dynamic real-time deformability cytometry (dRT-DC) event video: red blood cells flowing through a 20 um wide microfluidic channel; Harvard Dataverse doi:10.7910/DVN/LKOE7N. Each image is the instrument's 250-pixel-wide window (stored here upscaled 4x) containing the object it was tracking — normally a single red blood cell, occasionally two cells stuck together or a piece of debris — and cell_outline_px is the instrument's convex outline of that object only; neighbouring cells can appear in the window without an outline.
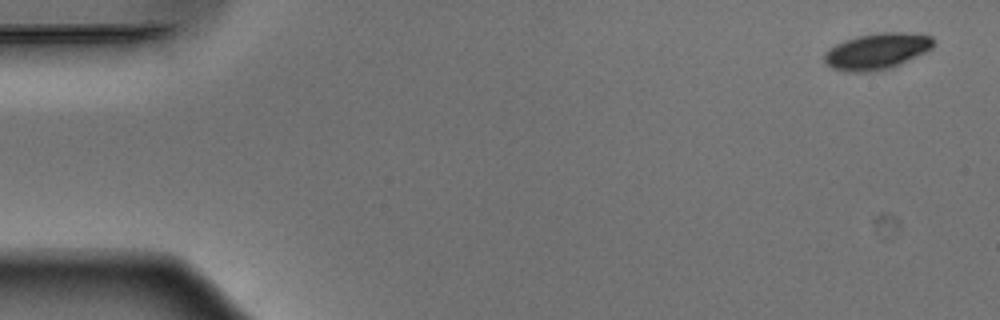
{"species": "Egyptian fruit bat (a non-hibernating species)", "species_latin": "Rousettus aegyptiacus", "temperature_condition": "warm", "stored_images_in_passage": 51, "camera_frame_rate_fps": 3000, "um_per_image_px": 0.085, "animal": {"sex": "male"}, "frame": {"image": 1, "passage_image": 1, "time_ms": 0.0, "image_size_px": [1000, 320], "cell_outline_px": [[936, 40], [932, 48], [924, 52], [888, 68], [868, 72], [848, 72], [832, 68], [824, 64], [824, 52], [828, 48], [844, 40], [856, 36], [880, 32], [900, 32], [932, 36]], "centroid_in_image_um": [74.47, 4.34], "position_along_channel_um": 10.5, "area_um2": 22.89}}
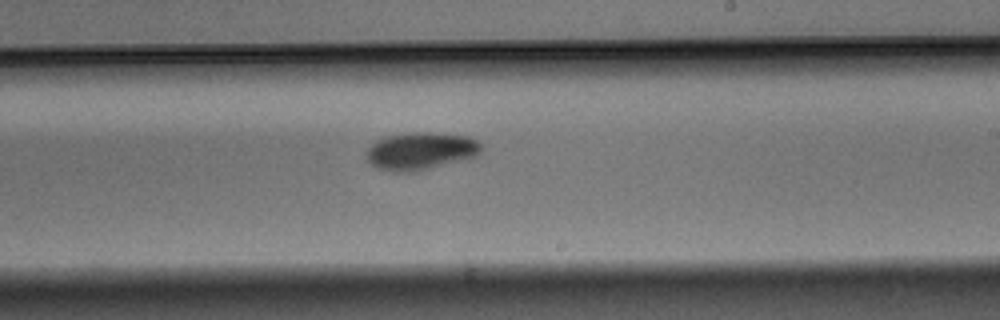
{"frame": {"image": 2, "passage_image": 30, "time_ms": 9.667, "image_size_px": [1000, 320], "cell_outline_px": [[480, 152], [476, 156], [428, 168], [408, 172], [396, 172], [380, 168], [368, 164], [368, 148], [376, 140], [388, 136], [416, 132], [428, 132], [468, 136], [476, 140], [480, 144]], "centroid_in_image_um": [35.74, 12.83], "position_along_channel_um": 253.3, "area_um2": 24.51}}
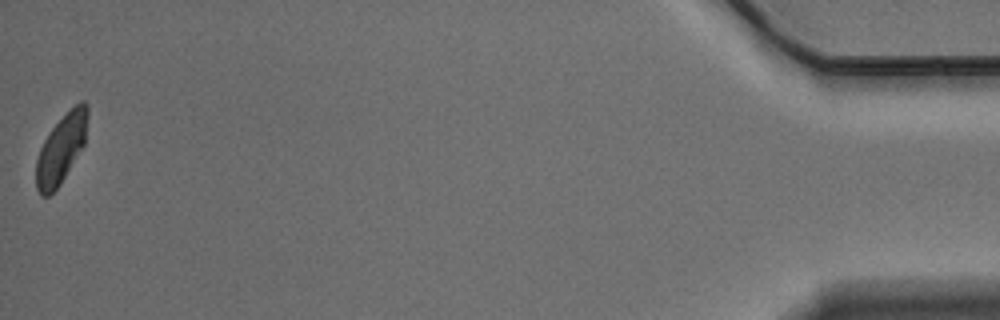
{"frame": {"image": 3, "passage_image": 51, "time_ms": 16.667, "image_size_px": [1000, 320], "cell_outline_px": [[88, 116], [84, 144], [60, 184], [48, 196], [40, 196], [36, 188], [36, 160], [40, 148], [44, 140], [52, 128], [80, 100], [84, 100], [88, 104]], "centroid_in_image_um": [5.19, 12.65], "position_along_channel_um": 430.0, "area_um2": 20.29}, "authors_computed_cell_mechanics": {"area_um2": 23.2356, "velocity_mm_per_s": 3.8769, "shape_relaxation_time_tau1_ms": 1.9764, "shape_relaxation_time_tau2_ms": null, "deformation_change_tau1": 0.1143, "deformation_change_tau2": null}}